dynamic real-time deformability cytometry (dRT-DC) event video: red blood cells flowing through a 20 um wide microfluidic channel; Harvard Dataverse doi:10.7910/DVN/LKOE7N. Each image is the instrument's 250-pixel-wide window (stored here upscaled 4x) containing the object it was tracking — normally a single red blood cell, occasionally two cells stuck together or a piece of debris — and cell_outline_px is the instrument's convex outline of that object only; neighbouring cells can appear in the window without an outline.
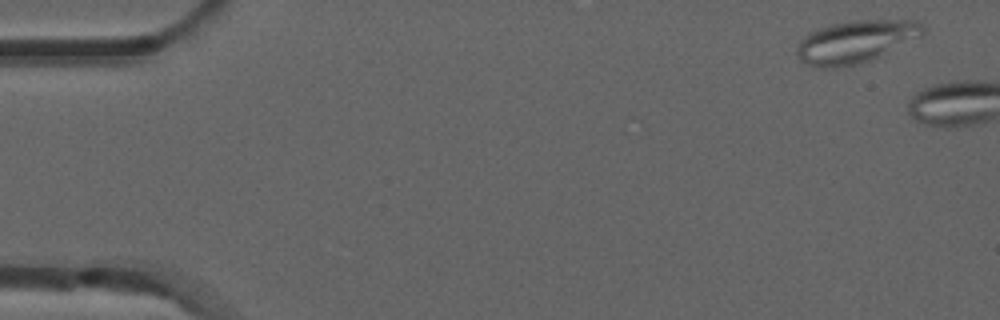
{"species": "common noctule bat (a hibernating species)", "species_latin": "Nyctalus noctula", "temperature_condition": "room temperature", "stored_images_in_passage": 4, "camera_frame_rate_fps": 3000, "um_per_image_px": 0.085, "animal": {"sex": "male", "forearm_length_mm": 52.5}, "frame": {"image": 1, "passage_image": 1, "time_ms": 0.0, "image_size_px": [1000, 320], "cell_outline_px": [[928, 28], [924, 36], [880, 56], [856, 64], [832, 68], [816, 68], [800, 60], [796, 56], [796, 48], [800, 40], [804, 36], [820, 28], [832, 24], [856, 20], [916, 20], [924, 24]], "centroid_in_image_um": [72.79, 3.53], "position_along_channel_um": 12.2, "area_um2": 31.5}}